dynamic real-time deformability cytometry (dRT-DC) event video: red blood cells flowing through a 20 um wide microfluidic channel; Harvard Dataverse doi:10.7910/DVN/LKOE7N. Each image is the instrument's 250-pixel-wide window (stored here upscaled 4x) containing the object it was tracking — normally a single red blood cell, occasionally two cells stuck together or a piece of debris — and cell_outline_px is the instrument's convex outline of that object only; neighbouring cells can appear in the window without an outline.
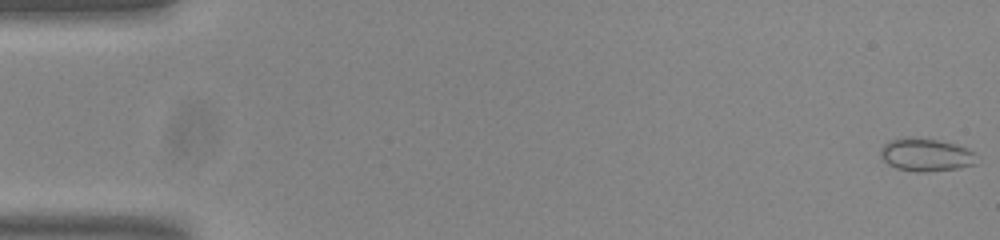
{"species": "common noctule bat (a hibernating species)", "species_latin": "Nyctalus noctula", "temperature_condition": "room temperature", "stored_images_in_passage": 55, "camera_frame_rate_fps": 3000, "um_per_image_px": 0.085, "animal": {"sex": "male", "body_mass_g": 20.0, "forearm_length_mm": 53.3}, "frame": {"image": 1, "passage_image": 1, "time_ms": 0.0, "image_size_px": [1000, 240], "cell_outline_px": [[980, 156], [976, 164], [960, 168], [924, 172], [916, 172], [896, 168], [888, 164], [880, 156], [880, 148], [888, 140], [908, 136], [936, 140], [956, 144], [968, 148], [976, 152]], "centroid_in_image_um": [78.74, 13.15], "position_along_channel_um": 6.3, "area_um2": 18.9}}
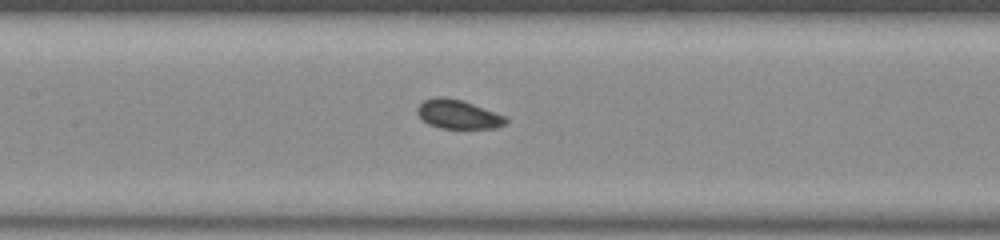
{"frame": {"image": 2, "passage_image": 26, "time_ms": 8.333, "image_size_px": [1000, 240], "cell_outline_px": [[508, 120], [504, 124], [496, 128], [440, 128], [428, 124], [416, 112], [416, 108], [424, 100], [436, 96], [444, 96], [464, 100], [508, 116]], "centroid_in_image_um": [38.97, 9.7], "position_along_channel_um": 168.4, "area_um2": 15.2}}
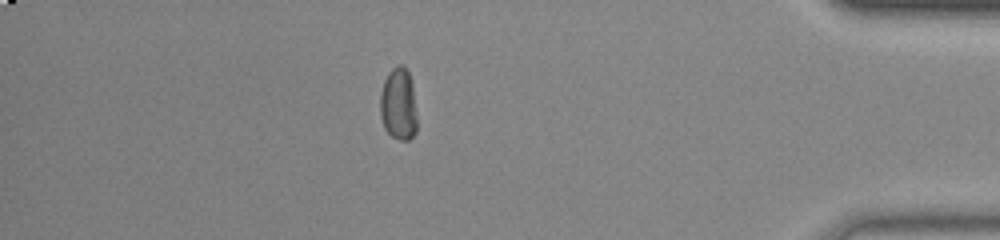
{"frame": {"image": 3, "passage_image": 48, "time_ms": 15.667, "image_size_px": [1000, 240], "cell_outline_px": [[416, 132], [408, 140], [400, 140], [392, 136], [384, 128], [380, 116], [380, 92], [384, 80], [388, 72], [396, 64], [404, 64], [408, 72], [412, 84], [416, 116]], "centroid_in_image_um": [33.85, 8.83], "position_along_channel_um": 401.4, "area_um2": 15.66}, "authors_computed_cell_mechanics": {"area_um2": 15.6638, "velocity_mm_per_s": 3.7469, "shape_relaxation_time_tau1_ms": null, "shape_relaxation_time_tau2_ms": 1.8384, "deformation_change_tau1": null, "deformation_change_tau2": 0.0472}}